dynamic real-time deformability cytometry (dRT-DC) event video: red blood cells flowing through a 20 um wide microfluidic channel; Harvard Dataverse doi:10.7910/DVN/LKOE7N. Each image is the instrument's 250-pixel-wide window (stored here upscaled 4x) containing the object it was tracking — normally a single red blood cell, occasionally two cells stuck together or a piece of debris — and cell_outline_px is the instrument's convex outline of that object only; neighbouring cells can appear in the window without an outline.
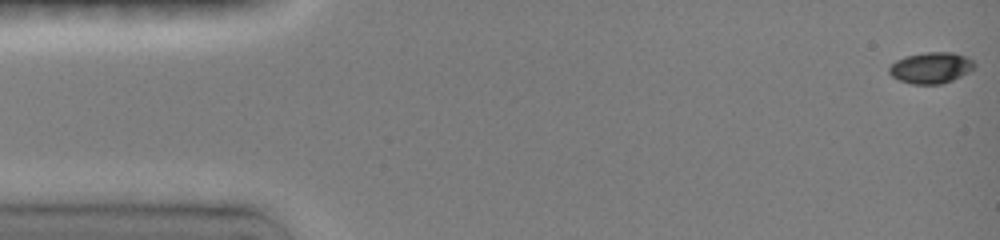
{"species": "common noctule bat (a hibernating species)", "species_latin": "Nyctalus noctula", "temperature_condition": "room temperature", "stored_images_in_passage": 17, "camera_frame_rate_fps": 3000, "um_per_image_px": 0.085, "animal": {"sex": "female", "body_mass_g": 19.0, "forearm_length_mm": 51.5}, "frame": {"image": 1, "passage_image": 1, "time_ms": 0.0, "image_size_px": [1000, 240], "cell_outline_px": [[976, 68], [952, 80], [940, 84], [912, 84], [900, 80], [892, 76], [888, 72], [888, 68], [896, 60], [904, 56], [924, 52], [952, 52], [964, 56], [972, 60], [976, 64]], "centroid_in_image_um": [79.13, 5.75], "position_along_channel_um": 5.9, "area_um2": 15.49}}
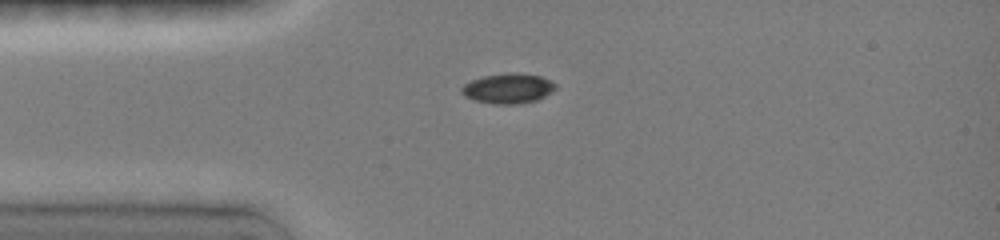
{"frame": {"image": 2, "passage_image": 10, "time_ms": 3.667, "image_size_px": [1000, 240], "cell_outline_px": [[556, 88], [544, 96], [536, 100], [520, 104], [492, 104], [472, 100], [464, 96], [460, 92], [460, 88], [464, 84], [472, 80], [484, 76], [540, 76], [556, 84]], "centroid_in_image_um": [43.12, 7.59], "position_along_channel_um": 41.9, "area_um2": 15.61}}